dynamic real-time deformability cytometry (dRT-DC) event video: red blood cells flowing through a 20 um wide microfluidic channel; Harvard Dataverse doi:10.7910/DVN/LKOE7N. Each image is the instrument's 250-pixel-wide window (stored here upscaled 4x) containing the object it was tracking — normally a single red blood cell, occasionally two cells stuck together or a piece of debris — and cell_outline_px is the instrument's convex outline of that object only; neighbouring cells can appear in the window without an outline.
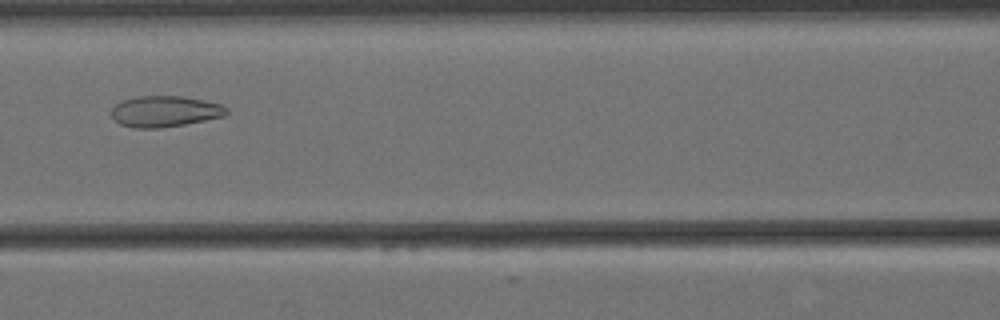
{"species": "Egyptian fruit bat (a non-hibernating species)", "species_latin": "Rousettus aegyptiacus", "temperature_condition": "cold", "stored_images_in_passage": 8, "camera_frame_rate_fps": 3000, "um_per_image_px": 0.085, "animal": {"sex": "female"}, "frame": {"image": 1, "passage_image": 7, "time_ms": 2.0, "image_size_px": [1000, 320], "cell_outline_px": [[228, 112], [224, 116], [184, 124], [160, 128], [136, 128], [120, 124], [112, 116], [112, 108], [116, 104], [124, 100], [136, 96], [184, 96], [204, 100], [220, 104], [228, 108]], "centroid_in_image_um": [14.02, 9.46], "position_along_channel_um": 152.6, "area_um2": 20.69}}
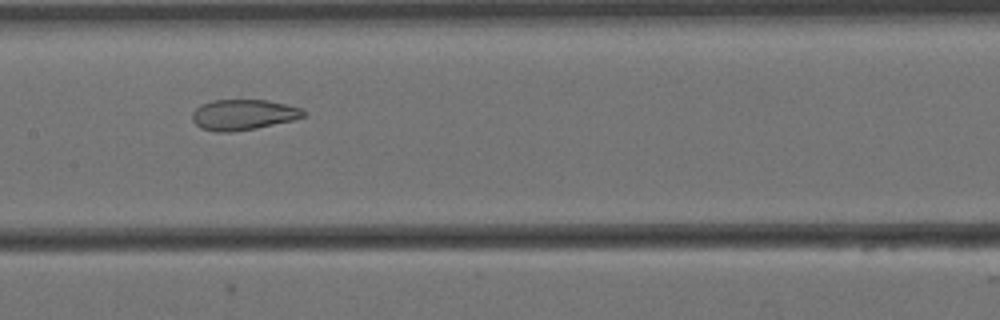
{"frame": {"image": 2, "passage_image": 8, "time_ms": 2.333, "image_size_px": [1000, 320], "cell_outline_px": [[304, 116], [292, 120], [256, 128], [232, 132], [216, 132], [200, 128], [192, 120], [192, 112], [200, 104], [212, 100], [268, 100], [304, 108]], "centroid_in_image_um": [20.65, 9.74], "position_along_channel_um": 186.8, "area_um2": 19.88}}